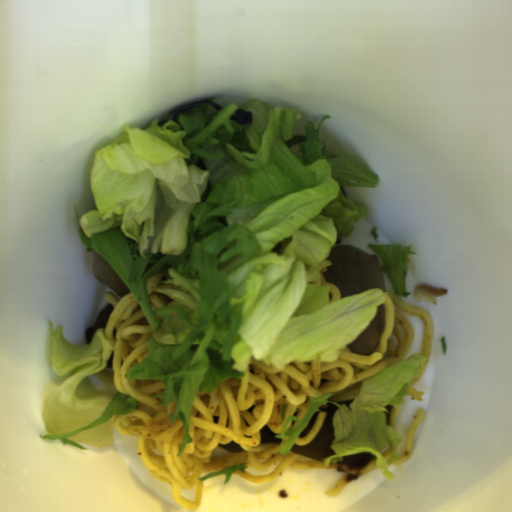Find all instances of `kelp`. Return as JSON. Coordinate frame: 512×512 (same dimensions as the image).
<instances>
[{
  "label": "kelp",
  "instance_id": "kelp-5",
  "mask_svg": "<svg viewBox=\"0 0 512 512\" xmlns=\"http://www.w3.org/2000/svg\"><path fill=\"white\" fill-rule=\"evenodd\" d=\"M219 448L225 449L230 453H239L245 450L242 446H240L236 441H231L229 444L221 445Z\"/></svg>",
  "mask_w": 512,
  "mask_h": 512
},
{
  "label": "kelp",
  "instance_id": "kelp-7",
  "mask_svg": "<svg viewBox=\"0 0 512 512\" xmlns=\"http://www.w3.org/2000/svg\"><path fill=\"white\" fill-rule=\"evenodd\" d=\"M106 369H113V353H112V350H111V355L108 359V361L106 362L105 366H104Z\"/></svg>",
  "mask_w": 512,
  "mask_h": 512
},
{
  "label": "kelp",
  "instance_id": "kelp-1",
  "mask_svg": "<svg viewBox=\"0 0 512 512\" xmlns=\"http://www.w3.org/2000/svg\"><path fill=\"white\" fill-rule=\"evenodd\" d=\"M337 409L339 408L336 405L329 403L321 405L308 419L299 437L305 436L314 427L319 413L324 412L326 416L319 433L305 445L294 444L289 451L316 461H323V459L331 456L335 450L331 445L333 441V421Z\"/></svg>",
  "mask_w": 512,
  "mask_h": 512
},
{
  "label": "kelp",
  "instance_id": "kelp-2",
  "mask_svg": "<svg viewBox=\"0 0 512 512\" xmlns=\"http://www.w3.org/2000/svg\"><path fill=\"white\" fill-rule=\"evenodd\" d=\"M114 310V306L109 303L108 305L104 306L98 313L96 319H95V323L92 327H88L86 330H85V339H86V343L88 344L94 334L99 331L100 329H104L106 328V325H107V322L109 320V317L111 315V313L113 312Z\"/></svg>",
  "mask_w": 512,
  "mask_h": 512
},
{
  "label": "kelp",
  "instance_id": "kelp-6",
  "mask_svg": "<svg viewBox=\"0 0 512 512\" xmlns=\"http://www.w3.org/2000/svg\"><path fill=\"white\" fill-rule=\"evenodd\" d=\"M393 408H394V405L390 406L389 409L385 413L386 425H389V426H390V421H391L390 414H391Z\"/></svg>",
  "mask_w": 512,
  "mask_h": 512
},
{
  "label": "kelp",
  "instance_id": "kelp-4",
  "mask_svg": "<svg viewBox=\"0 0 512 512\" xmlns=\"http://www.w3.org/2000/svg\"><path fill=\"white\" fill-rule=\"evenodd\" d=\"M278 435L273 433L268 425H265L260 430V442L264 444H281V438H276Z\"/></svg>",
  "mask_w": 512,
  "mask_h": 512
},
{
  "label": "kelp",
  "instance_id": "kelp-3",
  "mask_svg": "<svg viewBox=\"0 0 512 512\" xmlns=\"http://www.w3.org/2000/svg\"><path fill=\"white\" fill-rule=\"evenodd\" d=\"M373 457L374 456L372 454H370L368 451L361 452V453H354V454L338 461L337 463L344 464L351 470H361L362 468H364L365 466H367L368 464L371 463Z\"/></svg>",
  "mask_w": 512,
  "mask_h": 512
}]
</instances>
